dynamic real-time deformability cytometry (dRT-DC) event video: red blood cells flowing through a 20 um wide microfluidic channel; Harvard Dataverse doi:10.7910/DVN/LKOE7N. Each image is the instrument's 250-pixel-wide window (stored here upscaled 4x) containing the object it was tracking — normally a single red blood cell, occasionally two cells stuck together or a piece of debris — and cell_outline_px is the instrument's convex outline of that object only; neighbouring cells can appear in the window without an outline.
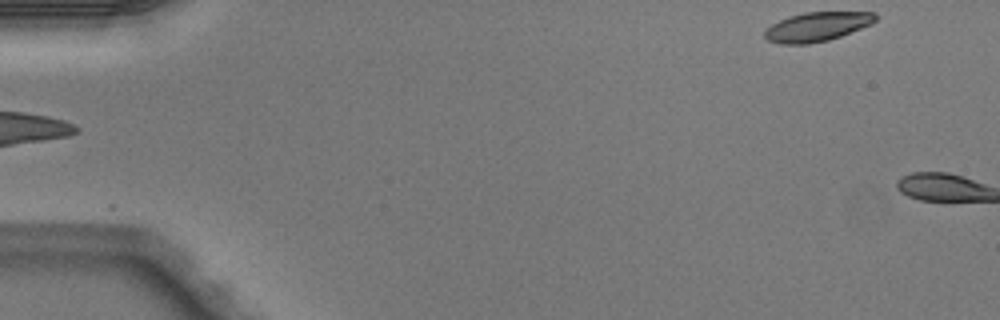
{"species": "Egyptian fruit bat (a non-hibernating species)", "species_latin": "Rousettus aegyptiacus", "temperature_condition": "warm", "stored_images_in_passage": 6, "segment_of_instrument_passage": [2, 2], "camera_frame_rate_fps": 3000, "um_per_image_px": 0.085, "animal": {"sex": "male"}, "frame": {"image": 1, "passage_image": 6, "time_ms": 1.667, "image_size_px": [1000, 320], "cell_outline_px": [[876, 20], [872, 24], [840, 36], [828, 40], [808, 44], [780, 44], [768, 40], [764, 36], [764, 32], [772, 24], [788, 16], [804, 12], [876, 12]], "centroid_in_image_um": [69.45, 2.27], "position_along_channel_um": 15.6, "area_um2": 18.79}}